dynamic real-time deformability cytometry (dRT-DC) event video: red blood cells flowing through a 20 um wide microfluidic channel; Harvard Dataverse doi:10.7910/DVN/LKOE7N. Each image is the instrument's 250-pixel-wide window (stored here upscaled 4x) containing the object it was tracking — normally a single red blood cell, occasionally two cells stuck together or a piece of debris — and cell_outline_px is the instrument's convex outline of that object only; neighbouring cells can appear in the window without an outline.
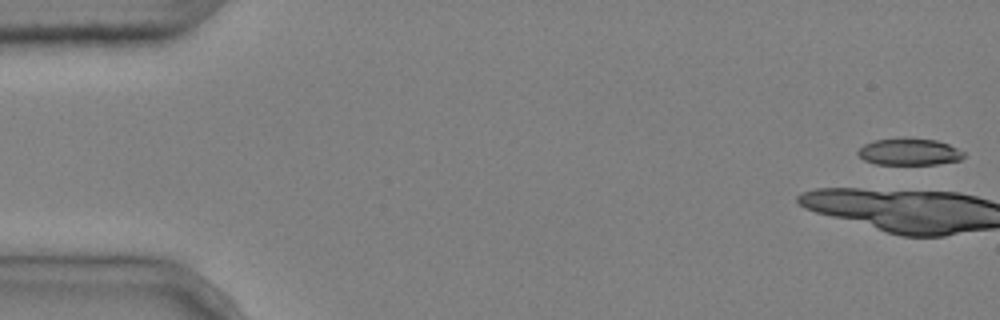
{"species": "common noctule bat (a hibernating species)", "species_latin": "Nyctalus noctula", "temperature_condition": "cold", "stored_images_in_passage": 6, "camera_frame_rate_fps": 3000, "um_per_image_px": 0.085, "animal": {"sex": "male", "body_mass_g": 20.4}, "frame": {"image": 1, "passage_image": 1, "time_ms": 0.0, "image_size_px": [1000, 320], "cell_outline_px": [[964, 156], [960, 160], [936, 164], [876, 164], [864, 160], [856, 152], [864, 144], [872, 140], [904, 136], [936, 140], [948, 144], [964, 152]], "centroid_in_image_um": [77.25, 12.87], "position_along_channel_um": 7.7, "area_um2": 16.82}}